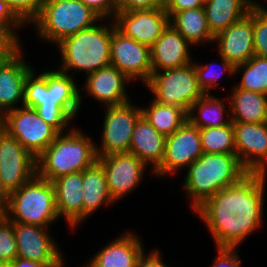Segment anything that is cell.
I'll use <instances>...</instances> for the list:
<instances>
[{
    "mask_svg": "<svg viewBox=\"0 0 267 267\" xmlns=\"http://www.w3.org/2000/svg\"><path fill=\"white\" fill-rule=\"evenodd\" d=\"M224 106L223 100L210 94H204L190 106L187 116L188 121L199 129L227 125L231 122V119H223L224 113L227 111ZM196 109L199 113L198 116L194 113L197 111Z\"/></svg>",
    "mask_w": 267,
    "mask_h": 267,
    "instance_id": "f546056e",
    "label": "cell"
},
{
    "mask_svg": "<svg viewBox=\"0 0 267 267\" xmlns=\"http://www.w3.org/2000/svg\"><path fill=\"white\" fill-rule=\"evenodd\" d=\"M142 116L164 136L172 135L187 120L188 112L175 105H163L153 99L147 108H141Z\"/></svg>",
    "mask_w": 267,
    "mask_h": 267,
    "instance_id": "f1b7e54d",
    "label": "cell"
},
{
    "mask_svg": "<svg viewBox=\"0 0 267 267\" xmlns=\"http://www.w3.org/2000/svg\"><path fill=\"white\" fill-rule=\"evenodd\" d=\"M169 23L191 44L214 42L203 7L175 12Z\"/></svg>",
    "mask_w": 267,
    "mask_h": 267,
    "instance_id": "83f0119b",
    "label": "cell"
},
{
    "mask_svg": "<svg viewBox=\"0 0 267 267\" xmlns=\"http://www.w3.org/2000/svg\"><path fill=\"white\" fill-rule=\"evenodd\" d=\"M52 183L57 213L74 229L83 221V171L61 176Z\"/></svg>",
    "mask_w": 267,
    "mask_h": 267,
    "instance_id": "7402d4cb",
    "label": "cell"
},
{
    "mask_svg": "<svg viewBox=\"0 0 267 267\" xmlns=\"http://www.w3.org/2000/svg\"><path fill=\"white\" fill-rule=\"evenodd\" d=\"M260 9H263L264 11L267 12V9L264 8V6H262V4L258 3V2H254ZM260 4V5H259Z\"/></svg>",
    "mask_w": 267,
    "mask_h": 267,
    "instance_id": "7dc6e473",
    "label": "cell"
},
{
    "mask_svg": "<svg viewBox=\"0 0 267 267\" xmlns=\"http://www.w3.org/2000/svg\"><path fill=\"white\" fill-rule=\"evenodd\" d=\"M0 267H16L14 262L1 263Z\"/></svg>",
    "mask_w": 267,
    "mask_h": 267,
    "instance_id": "bcb514c9",
    "label": "cell"
},
{
    "mask_svg": "<svg viewBox=\"0 0 267 267\" xmlns=\"http://www.w3.org/2000/svg\"><path fill=\"white\" fill-rule=\"evenodd\" d=\"M19 40L5 25L0 24V49H19Z\"/></svg>",
    "mask_w": 267,
    "mask_h": 267,
    "instance_id": "b9f144b4",
    "label": "cell"
},
{
    "mask_svg": "<svg viewBox=\"0 0 267 267\" xmlns=\"http://www.w3.org/2000/svg\"><path fill=\"white\" fill-rule=\"evenodd\" d=\"M248 172L236 154L205 153L194 161L184 178V190L195 211L225 187L237 184Z\"/></svg>",
    "mask_w": 267,
    "mask_h": 267,
    "instance_id": "3957f363",
    "label": "cell"
},
{
    "mask_svg": "<svg viewBox=\"0 0 267 267\" xmlns=\"http://www.w3.org/2000/svg\"><path fill=\"white\" fill-rule=\"evenodd\" d=\"M16 267H46L43 263L17 257L13 260Z\"/></svg>",
    "mask_w": 267,
    "mask_h": 267,
    "instance_id": "ee69618b",
    "label": "cell"
},
{
    "mask_svg": "<svg viewBox=\"0 0 267 267\" xmlns=\"http://www.w3.org/2000/svg\"><path fill=\"white\" fill-rule=\"evenodd\" d=\"M266 174L248 173L208 198L196 210L218 248L236 249L261 226Z\"/></svg>",
    "mask_w": 267,
    "mask_h": 267,
    "instance_id": "6da1fadb",
    "label": "cell"
},
{
    "mask_svg": "<svg viewBox=\"0 0 267 267\" xmlns=\"http://www.w3.org/2000/svg\"><path fill=\"white\" fill-rule=\"evenodd\" d=\"M5 2L24 24H28L37 18L44 0H5Z\"/></svg>",
    "mask_w": 267,
    "mask_h": 267,
    "instance_id": "d590c367",
    "label": "cell"
},
{
    "mask_svg": "<svg viewBox=\"0 0 267 267\" xmlns=\"http://www.w3.org/2000/svg\"><path fill=\"white\" fill-rule=\"evenodd\" d=\"M99 20L102 19L80 0H44L32 25L36 26L41 40L57 44Z\"/></svg>",
    "mask_w": 267,
    "mask_h": 267,
    "instance_id": "52a82bcc",
    "label": "cell"
},
{
    "mask_svg": "<svg viewBox=\"0 0 267 267\" xmlns=\"http://www.w3.org/2000/svg\"><path fill=\"white\" fill-rule=\"evenodd\" d=\"M166 136L159 133L143 116L135 124L129 153L138 157L146 166L152 163V173L161 165Z\"/></svg>",
    "mask_w": 267,
    "mask_h": 267,
    "instance_id": "cb8c5ba5",
    "label": "cell"
},
{
    "mask_svg": "<svg viewBox=\"0 0 267 267\" xmlns=\"http://www.w3.org/2000/svg\"><path fill=\"white\" fill-rule=\"evenodd\" d=\"M253 39L255 55L267 57V12L253 4Z\"/></svg>",
    "mask_w": 267,
    "mask_h": 267,
    "instance_id": "e575fe53",
    "label": "cell"
},
{
    "mask_svg": "<svg viewBox=\"0 0 267 267\" xmlns=\"http://www.w3.org/2000/svg\"><path fill=\"white\" fill-rule=\"evenodd\" d=\"M0 210L11 222L43 227H49L59 218L54 185L37 173L18 190L8 194Z\"/></svg>",
    "mask_w": 267,
    "mask_h": 267,
    "instance_id": "8992f818",
    "label": "cell"
},
{
    "mask_svg": "<svg viewBox=\"0 0 267 267\" xmlns=\"http://www.w3.org/2000/svg\"><path fill=\"white\" fill-rule=\"evenodd\" d=\"M17 258L16 237L13 224L3 214L0 216V264Z\"/></svg>",
    "mask_w": 267,
    "mask_h": 267,
    "instance_id": "836d02e7",
    "label": "cell"
},
{
    "mask_svg": "<svg viewBox=\"0 0 267 267\" xmlns=\"http://www.w3.org/2000/svg\"><path fill=\"white\" fill-rule=\"evenodd\" d=\"M83 220L93 214L103 204L108 206L115 201L107 187V177L102 165L96 161L83 171Z\"/></svg>",
    "mask_w": 267,
    "mask_h": 267,
    "instance_id": "4316f807",
    "label": "cell"
},
{
    "mask_svg": "<svg viewBox=\"0 0 267 267\" xmlns=\"http://www.w3.org/2000/svg\"><path fill=\"white\" fill-rule=\"evenodd\" d=\"M220 57L222 60L221 67H224L220 72L221 74H219L218 71H214L215 66L213 63L205 65H200L198 63L195 64V62L193 63L197 74L198 85L204 94H210V90L217 87L216 81L220 79V76L223 75V73L226 72L230 75H235V66L224 57ZM212 65L214 66L213 68Z\"/></svg>",
    "mask_w": 267,
    "mask_h": 267,
    "instance_id": "d6a6232c",
    "label": "cell"
},
{
    "mask_svg": "<svg viewBox=\"0 0 267 267\" xmlns=\"http://www.w3.org/2000/svg\"><path fill=\"white\" fill-rule=\"evenodd\" d=\"M160 257L159 250H153L149 255L143 252L137 261L136 267H168Z\"/></svg>",
    "mask_w": 267,
    "mask_h": 267,
    "instance_id": "7bdbcfd3",
    "label": "cell"
},
{
    "mask_svg": "<svg viewBox=\"0 0 267 267\" xmlns=\"http://www.w3.org/2000/svg\"><path fill=\"white\" fill-rule=\"evenodd\" d=\"M86 76L84 85L86 93L104 104V107L120 105L130 101L127 92H125V87L131 80L115 66L109 65Z\"/></svg>",
    "mask_w": 267,
    "mask_h": 267,
    "instance_id": "44dd1931",
    "label": "cell"
},
{
    "mask_svg": "<svg viewBox=\"0 0 267 267\" xmlns=\"http://www.w3.org/2000/svg\"><path fill=\"white\" fill-rule=\"evenodd\" d=\"M137 235L125 233L98 251L84 267H136L144 252Z\"/></svg>",
    "mask_w": 267,
    "mask_h": 267,
    "instance_id": "603a6c76",
    "label": "cell"
},
{
    "mask_svg": "<svg viewBox=\"0 0 267 267\" xmlns=\"http://www.w3.org/2000/svg\"><path fill=\"white\" fill-rule=\"evenodd\" d=\"M161 71H153L145 84L157 103L175 105L188 112L190 106L204 95L198 85L193 62L181 68Z\"/></svg>",
    "mask_w": 267,
    "mask_h": 267,
    "instance_id": "ba28073f",
    "label": "cell"
},
{
    "mask_svg": "<svg viewBox=\"0 0 267 267\" xmlns=\"http://www.w3.org/2000/svg\"><path fill=\"white\" fill-rule=\"evenodd\" d=\"M189 46L191 44L169 23L150 47L152 72L192 63Z\"/></svg>",
    "mask_w": 267,
    "mask_h": 267,
    "instance_id": "ffe728a7",
    "label": "cell"
},
{
    "mask_svg": "<svg viewBox=\"0 0 267 267\" xmlns=\"http://www.w3.org/2000/svg\"><path fill=\"white\" fill-rule=\"evenodd\" d=\"M230 96V112L232 122L263 123L267 122V95L241 88H233Z\"/></svg>",
    "mask_w": 267,
    "mask_h": 267,
    "instance_id": "484cf974",
    "label": "cell"
},
{
    "mask_svg": "<svg viewBox=\"0 0 267 267\" xmlns=\"http://www.w3.org/2000/svg\"><path fill=\"white\" fill-rule=\"evenodd\" d=\"M217 251L218 256H216L212 267H241L236 249L218 248Z\"/></svg>",
    "mask_w": 267,
    "mask_h": 267,
    "instance_id": "f35d334b",
    "label": "cell"
},
{
    "mask_svg": "<svg viewBox=\"0 0 267 267\" xmlns=\"http://www.w3.org/2000/svg\"><path fill=\"white\" fill-rule=\"evenodd\" d=\"M16 237L17 257L43 263L46 267H65L63 255L48 227L11 222Z\"/></svg>",
    "mask_w": 267,
    "mask_h": 267,
    "instance_id": "4fadbf2b",
    "label": "cell"
},
{
    "mask_svg": "<svg viewBox=\"0 0 267 267\" xmlns=\"http://www.w3.org/2000/svg\"><path fill=\"white\" fill-rule=\"evenodd\" d=\"M254 2V0H205L203 8L212 35H217L242 19Z\"/></svg>",
    "mask_w": 267,
    "mask_h": 267,
    "instance_id": "d4e9b609",
    "label": "cell"
},
{
    "mask_svg": "<svg viewBox=\"0 0 267 267\" xmlns=\"http://www.w3.org/2000/svg\"><path fill=\"white\" fill-rule=\"evenodd\" d=\"M34 70L24 83L23 106L35 109L47 124L63 134L81 105L77 84L73 76L58 69L38 76Z\"/></svg>",
    "mask_w": 267,
    "mask_h": 267,
    "instance_id": "7a4b0ae2",
    "label": "cell"
},
{
    "mask_svg": "<svg viewBox=\"0 0 267 267\" xmlns=\"http://www.w3.org/2000/svg\"><path fill=\"white\" fill-rule=\"evenodd\" d=\"M91 138L78 129L56 139L36 159L37 174L51 182L61 176L78 173L97 161L95 146Z\"/></svg>",
    "mask_w": 267,
    "mask_h": 267,
    "instance_id": "277c9868",
    "label": "cell"
},
{
    "mask_svg": "<svg viewBox=\"0 0 267 267\" xmlns=\"http://www.w3.org/2000/svg\"><path fill=\"white\" fill-rule=\"evenodd\" d=\"M1 128L15 137L36 159L60 134L35 109L25 106L6 113L1 118Z\"/></svg>",
    "mask_w": 267,
    "mask_h": 267,
    "instance_id": "9c48e42d",
    "label": "cell"
},
{
    "mask_svg": "<svg viewBox=\"0 0 267 267\" xmlns=\"http://www.w3.org/2000/svg\"><path fill=\"white\" fill-rule=\"evenodd\" d=\"M116 28L125 36L151 47L169 24L164 7L153 9L117 11L113 19Z\"/></svg>",
    "mask_w": 267,
    "mask_h": 267,
    "instance_id": "e0dca14e",
    "label": "cell"
},
{
    "mask_svg": "<svg viewBox=\"0 0 267 267\" xmlns=\"http://www.w3.org/2000/svg\"><path fill=\"white\" fill-rule=\"evenodd\" d=\"M205 153L236 154L233 122L219 127L199 129Z\"/></svg>",
    "mask_w": 267,
    "mask_h": 267,
    "instance_id": "1f68e13d",
    "label": "cell"
},
{
    "mask_svg": "<svg viewBox=\"0 0 267 267\" xmlns=\"http://www.w3.org/2000/svg\"><path fill=\"white\" fill-rule=\"evenodd\" d=\"M107 177V187L114 201L122 199L142 182L146 165L130 153H112L97 157Z\"/></svg>",
    "mask_w": 267,
    "mask_h": 267,
    "instance_id": "9a60e30c",
    "label": "cell"
},
{
    "mask_svg": "<svg viewBox=\"0 0 267 267\" xmlns=\"http://www.w3.org/2000/svg\"><path fill=\"white\" fill-rule=\"evenodd\" d=\"M202 154L199 128L187 120L172 135L166 137L164 157L154 174L167 176L176 173L179 169L188 168Z\"/></svg>",
    "mask_w": 267,
    "mask_h": 267,
    "instance_id": "5bb4252c",
    "label": "cell"
},
{
    "mask_svg": "<svg viewBox=\"0 0 267 267\" xmlns=\"http://www.w3.org/2000/svg\"><path fill=\"white\" fill-rule=\"evenodd\" d=\"M116 3L117 11L123 12L164 7L163 0H116Z\"/></svg>",
    "mask_w": 267,
    "mask_h": 267,
    "instance_id": "74e56055",
    "label": "cell"
},
{
    "mask_svg": "<svg viewBox=\"0 0 267 267\" xmlns=\"http://www.w3.org/2000/svg\"><path fill=\"white\" fill-rule=\"evenodd\" d=\"M130 101L114 106H105L102 146H95L97 157L112 153H129L134 127L142 116L141 108Z\"/></svg>",
    "mask_w": 267,
    "mask_h": 267,
    "instance_id": "8fae6325",
    "label": "cell"
},
{
    "mask_svg": "<svg viewBox=\"0 0 267 267\" xmlns=\"http://www.w3.org/2000/svg\"><path fill=\"white\" fill-rule=\"evenodd\" d=\"M21 53L20 47L0 67V118L24 101V83L33 68L23 60Z\"/></svg>",
    "mask_w": 267,
    "mask_h": 267,
    "instance_id": "d6986e66",
    "label": "cell"
},
{
    "mask_svg": "<svg viewBox=\"0 0 267 267\" xmlns=\"http://www.w3.org/2000/svg\"><path fill=\"white\" fill-rule=\"evenodd\" d=\"M18 49H0V67L5 63Z\"/></svg>",
    "mask_w": 267,
    "mask_h": 267,
    "instance_id": "f6af8a7d",
    "label": "cell"
},
{
    "mask_svg": "<svg viewBox=\"0 0 267 267\" xmlns=\"http://www.w3.org/2000/svg\"><path fill=\"white\" fill-rule=\"evenodd\" d=\"M0 24L5 25L17 38L19 37L14 28L25 25L9 8L5 0H0Z\"/></svg>",
    "mask_w": 267,
    "mask_h": 267,
    "instance_id": "ab89813d",
    "label": "cell"
},
{
    "mask_svg": "<svg viewBox=\"0 0 267 267\" xmlns=\"http://www.w3.org/2000/svg\"><path fill=\"white\" fill-rule=\"evenodd\" d=\"M36 173V158L0 128V207L8 194L18 190Z\"/></svg>",
    "mask_w": 267,
    "mask_h": 267,
    "instance_id": "30bf717a",
    "label": "cell"
},
{
    "mask_svg": "<svg viewBox=\"0 0 267 267\" xmlns=\"http://www.w3.org/2000/svg\"><path fill=\"white\" fill-rule=\"evenodd\" d=\"M219 56L234 66L247 62L255 55L253 39V5L239 21L214 36Z\"/></svg>",
    "mask_w": 267,
    "mask_h": 267,
    "instance_id": "ac0fdd59",
    "label": "cell"
},
{
    "mask_svg": "<svg viewBox=\"0 0 267 267\" xmlns=\"http://www.w3.org/2000/svg\"><path fill=\"white\" fill-rule=\"evenodd\" d=\"M110 60L131 81L139 78L146 84L152 76L150 47L125 36L116 27L112 32Z\"/></svg>",
    "mask_w": 267,
    "mask_h": 267,
    "instance_id": "7c38bea8",
    "label": "cell"
},
{
    "mask_svg": "<svg viewBox=\"0 0 267 267\" xmlns=\"http://www.w3.org/2000/svg\"><path fill=\"white\" fill-rule=\"evenodd\" d=\"M236 155L248 173L267 172V122H233Z\"/></svg>",
    "mask_w": 267,
    "mask_h": 267,
    "instance_id": "2e32d148",
    "label": "cell"
},
{
    "mask_svg": "<svg viewBox=\"0 0 267 267\" xmlns=\"http://www.w3.org/2000/svg\"><path fill=\"white\" fill-rule=\"evenodd\" d=\"M95 12L101 19H114L117 13L116 0H80ZM113 16V17H112Z\"/></svg>",
    "mask_w": 267,
    "mask_h": 267,
    "instance_id": "8d00e7d4",
    "label": "cell"
},
{
    "mask_svg": "<svg viewBox=\"0 0 267 267\" xmlns=\"http://www.w3.org/2000/svg\"><path fill=\"white\" fill-rule=\"evenodd\" d=\"M243 70L242 80L234 88L267 95V57L254 55L247 62L236 65L235 73Z\"/></svg>",
    "mask_w": 267,
    "mask_h": 267,
    "instance_id": "4dcf8cb0",
    "label": "cell"
},
{
    "mask_svg": "<svg viewBox=\"0 0 267 267\" xmlns=\"http://www.w3.org/2000/svg\"><path fill=\"white\" fill-rule=\"evenodd\" d=\"M112 22V28L106 23L95 24L57 43L63 61L59 70L68 73L70 69H75L77 72L85 71L89 74L111 65V39L116 27L113 19Z\"/></svg>",
    "mask_w": 267,
    "mask_h": 267,
    "instance_id": "5b68a950",
    "label": "cell"
},
{
    "mask_svg": "<svg viewBox=\"0 0 267 267\" xmlns=\"http://www.w3.org/2000/svg\"><path fill=\"white\" fill-rule=\"evenodd\" d=\"M204 1L205 0H165L164 9L170 18L175 12L204 7Z\"/></svg>",
    "mask_w": 267,
    "mask_h": 267,
    "instance_id": "60d3db41",
    "label": "cell"
}]
</instances>
